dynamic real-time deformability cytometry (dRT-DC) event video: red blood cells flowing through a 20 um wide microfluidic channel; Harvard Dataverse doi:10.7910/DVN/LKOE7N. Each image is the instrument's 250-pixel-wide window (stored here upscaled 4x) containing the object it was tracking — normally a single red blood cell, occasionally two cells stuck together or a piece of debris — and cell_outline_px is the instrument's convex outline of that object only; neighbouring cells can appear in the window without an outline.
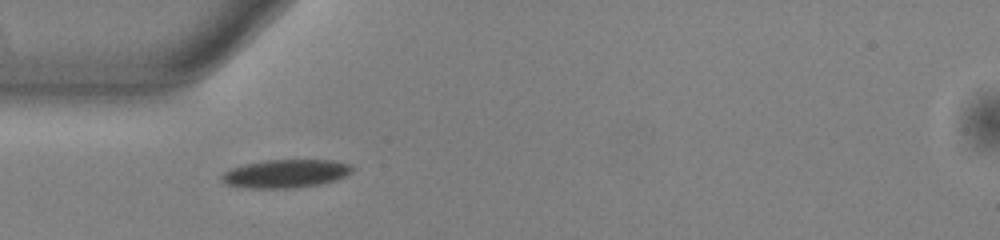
{"species": "common noctule bat (a hibernating species)", "species_latin": "Nyctalus noctula", "temperature_condition": "warm", "stored_images_in_passage": 36, "camera_frame_rate_fps": 3000, "um_per_image_px": 0.085, "animal": {"sex": "male", "body_mass_g": 13.0, "forearm_length_mm": 53.1}, "frame": {"image": 1, "passage_image": 1, "time_ms": 0.0, "image_size_px": [1000, 240], "cell_outline_px": [[352, 172], [336, 180], [316, 184], [292, 188], [244, 188], [228, 184], [220, 180], [220, 176], [224, 172], [232, 168], [244, 164], [268, 160], [332, 160], [352, 164]], "centroid_in_image_um": [24.26, 14.75], "position_along_channel_um": 60.7, "area_um2": 21.39}}
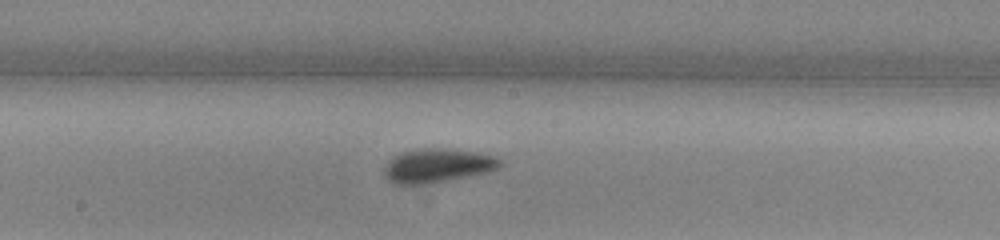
{"frame": {"image": 2, "passage_image": 13, "time_ms": 4.0, "image_size_px": [1000, 240], "cell_outline_px": [[500, 164], [496, 168], [488, 172], [468, 176], [420, 184], [392, 184], [384, 176], [384, 168], [400, 152], [416, 148], [448, 148], [476, 152], [496, 156], [500, 160]], "centroid_in_image_um": [37.16, 14.06], "position_along_channel_um": 211.0, "area_um2": 22.6}}
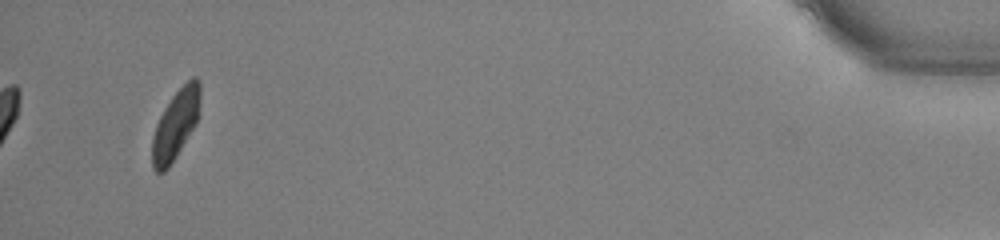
{"frame": {"image": 3, "passage_image": 36, "time_ms": 11.667, "image_size_px": [1000, 240], "cell_outline_px": [[200, 96], [196, 124], [176, 156], [168, 168], [164, 172], [156, 172], [152, 168], [152, 136], [156, 124], [164, 108], [172, 96], [192, 76], [196, 76], [200, 80]], "centroid_in_image_um": [14.91, 10.58], "position_along_channel_um": 420.3, "area_um2": 19.31}, "authors_computed_cell_mechanics": {"area_um2": 20.6635, "velocity_mm_per_s": 3.8174, "shape_relaxation_time_tau1_ms": 3.4229, "shape_relaxation_time_tau2_ms": 1.4404, "deformation_change_tau1": 0.1087, "deformation_change_tau2": 0.07}}